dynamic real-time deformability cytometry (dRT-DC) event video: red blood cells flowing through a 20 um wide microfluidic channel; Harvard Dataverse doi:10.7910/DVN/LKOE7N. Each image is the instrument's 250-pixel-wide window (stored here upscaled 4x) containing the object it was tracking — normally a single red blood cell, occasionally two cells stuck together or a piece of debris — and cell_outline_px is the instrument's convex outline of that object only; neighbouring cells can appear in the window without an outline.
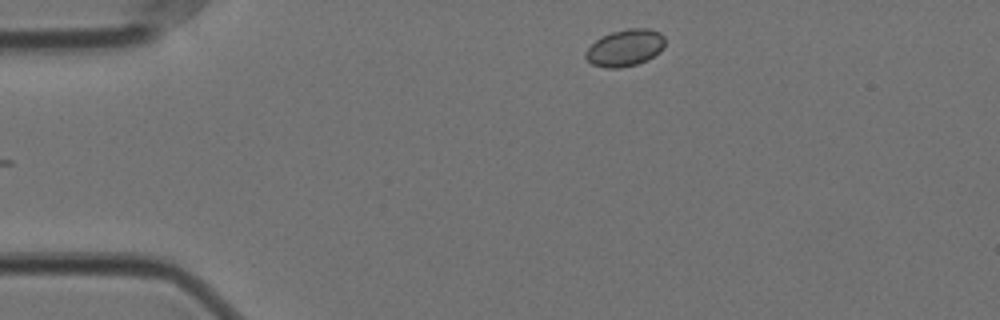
{"species": "Egyptian fruit bat (a non-hibernating species)", "species_latin": "Rousettus aegyptiacus", "temperature_condition": "cold", "stored_images_in_passage": 40, "camera_frame_rate_fps": 3000, "um_per_image_px": 0.085, "animal": {"sex": "female"}, "frame": {"image": 1, "passage_image": 1, "time_ms": 0.0, "image_size_px": [1000, 320], "cell_outline_px": [[664, 48], [660, 52], [648, 60], [636, 64], [620, 68], [608, 68], [592, 64], [584, 56], [584, 52], [600, 36], [612, 32], [628, 28], [648, 28], [660, 32], [664, 36]], "centroid_in_image_um": [53.14, 4.06], "position_along_channel_um": 31.9, "area_um2": 17.17}}
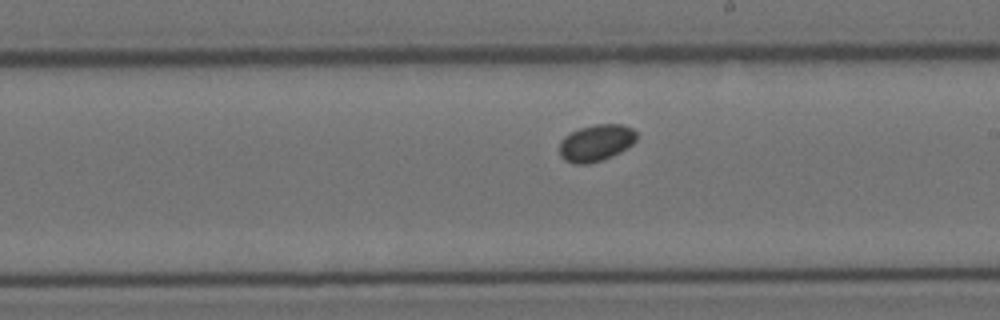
{"frame": {"image": 2, "passage_image": 23, "time_ms": 7.333, "image_size_px": [1000, 320], "cell_outline_px": [[636, 140], [628, 148], [612, 156], [588, 164], [572, 164], [564, 160], [560, 156], [560, 140], [564, 136], [580, 128], [596, 124], [620, 124], [632, 128], [636, 132]], "centroid_in_image_um": [50.65, 12.15], "position_along_channel_um": 238.3, "area_um2": 16.53}}
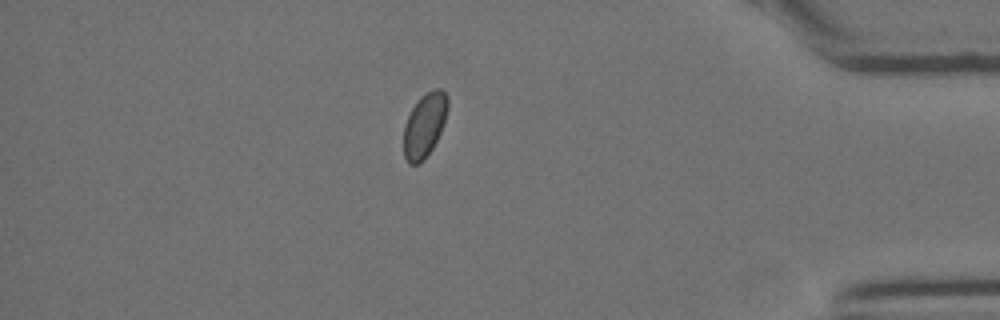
{"frame": {"image": 3, "passage_image": 40, "time_ms": 13.0, "image_size_px": [1000, 320], "cell_outline_px": [[448, 108], [444, 124], [432, 148], [424, 160], [416, 164], [408, 164], [404, 156], [404, 124], [412, 108], [420, 96], [436, 88], [440, 88], [448, 96]], "centroid_in_image_um": [36.09, 10.63], "position_along_channel_um": 399.1, "area_um2": 16.42}}